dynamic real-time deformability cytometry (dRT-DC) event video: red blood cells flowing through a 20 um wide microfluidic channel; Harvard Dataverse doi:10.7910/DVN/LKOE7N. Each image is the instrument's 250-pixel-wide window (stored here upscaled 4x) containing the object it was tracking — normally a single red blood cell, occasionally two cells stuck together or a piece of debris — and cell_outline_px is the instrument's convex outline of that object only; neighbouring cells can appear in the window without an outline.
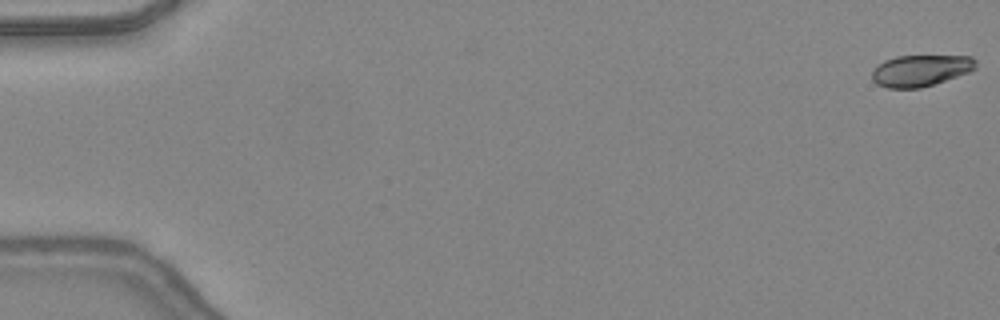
{"species": "common noctule bat (a hibernating species)", "species_latin": "Nyctalus noctula", "temperature_condition": "warm", "stored_images_in_passage": 11, "camera_frame_rate_fps": 3000, "um_per_image_px": 0.085, "animal": {"sex": "female", "body_mass_g": 24.6, "forearm_length_mm": 56.2}, "frame": {"image": 1, "passage_image": 1, "time_ms": 0.0, "image_size_px": [1000, 320], "cell_outline_px": [[976, 68], [968, 72], [920, 88], [888, 88], [876, 84], [872, 80], [872, 72], [884, 60], [896, 56], [972, 56], [976, 60]], "centroid_in_image_um": [78.24, 5.99], "position_along_channel_um": 6.8, "area_um2": 18.79}}